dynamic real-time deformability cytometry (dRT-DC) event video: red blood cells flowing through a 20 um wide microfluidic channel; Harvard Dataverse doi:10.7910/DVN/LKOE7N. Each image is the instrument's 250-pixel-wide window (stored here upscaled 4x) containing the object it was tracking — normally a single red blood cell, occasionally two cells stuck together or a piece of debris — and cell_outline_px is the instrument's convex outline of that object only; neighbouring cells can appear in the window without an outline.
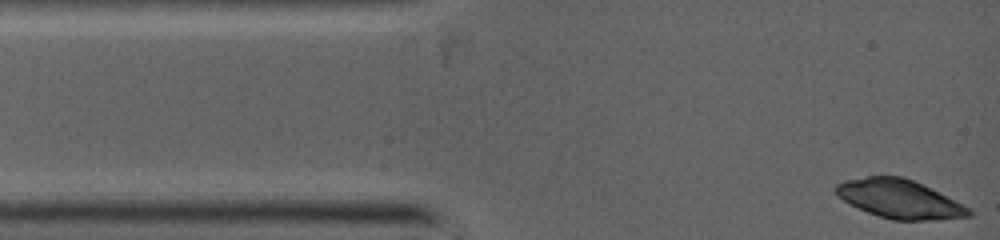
{"species": "common noctule bat (a hibernating species)", "species_latin": "Nyctalus noctula", "temperature_condition": "warm", "stored_images_in_passage": 4, "camera_frame_rate_fps": 5000, "um_per_image_px": 0.085, "animal": {"sex": "female", "body_mass_g": 19.0, "forearm_length_mm": 53.3}, "frame": {"image": 1, "passage_image": 1, "time_ms": 0.0, "image_size_px": [1000, 240], "cell_outline_px": [[972, 216], [936, 220], [892, 220], [868, 212], [844, 200], [832, 188], [836, 184], [844, 180], [868, 176], [900, 176], [912, 180], [956, 200], [972, 208]], "centroid_in_image_um": [76.5, 16.92], "position_along_channel_um": 8.5, "area_um2": 29.77}}